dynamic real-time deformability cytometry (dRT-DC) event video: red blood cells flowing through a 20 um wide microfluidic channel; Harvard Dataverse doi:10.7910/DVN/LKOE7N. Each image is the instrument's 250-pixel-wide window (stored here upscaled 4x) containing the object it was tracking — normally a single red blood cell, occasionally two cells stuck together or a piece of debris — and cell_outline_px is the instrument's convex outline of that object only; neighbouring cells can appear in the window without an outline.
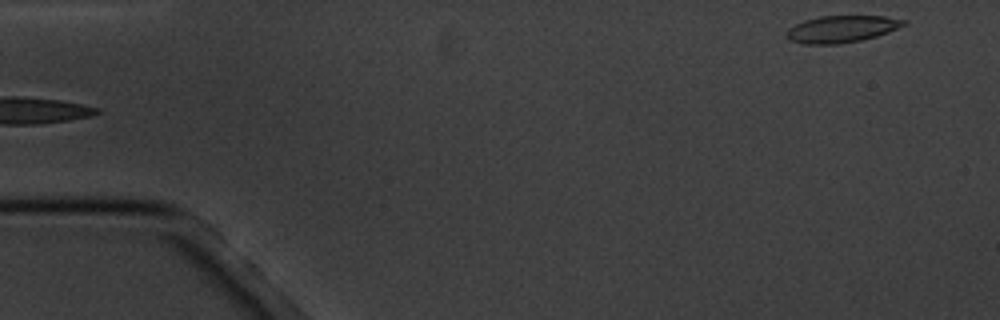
{"species": "common noctule bat (a hibernating species)", "species_latin": "Nyctalus noctula", "temperature_condition": "cold", "stored_images_in_passage": 5, "segment_of_instrument_passage": [2, 2], "camera_frame_rate_fps": 3000, "um_per_image_px": 0.085, "animal": {"sex": "male", "body_mass_g": 20.1, "forearm_length_mm": 53.5}, "frame": {"image": 1, "passage_image": 5, "time_ms": 5.333, "image_size_px": [1000, 320], "cell_outline_px": [[908, 24], [888, 32], [876, 36], [860, 40], [840, 44], [804, 44], [788, 40], [784, 36], [784, 32], [788, 28], [804, 20], [820, 16], [884, 16], [908, 20]], "centroid_in_image_um": [71.51, 2.47], "position_along_channel_um": 13.5, "area_um2": 18.61}}